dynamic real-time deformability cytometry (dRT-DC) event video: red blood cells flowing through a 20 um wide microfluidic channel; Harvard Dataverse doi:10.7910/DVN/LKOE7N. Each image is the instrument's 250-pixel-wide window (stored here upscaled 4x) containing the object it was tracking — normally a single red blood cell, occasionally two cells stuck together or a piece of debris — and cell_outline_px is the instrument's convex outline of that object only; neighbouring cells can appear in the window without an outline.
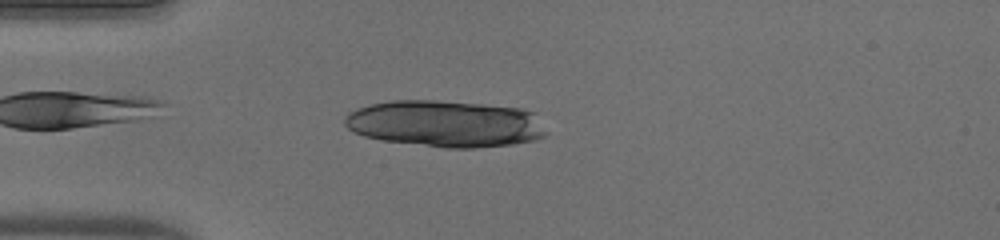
{"species": "human", "species_latin": "Homo sapiens", "temperature_condition": "warm", "stored_images_in_passage": 39, "camera_frame_rate_fps": 3000, "um_per_image_px": 0.085, "donor": {"sex": "male"}, "frame": {"image": 1, "passage_image": 3, "time_ms": 0.667, "image_size_px": [1000, 240], "cell_outline_px": [[544, 136], [536, 140], [512, 144], [476, 148], [448, 148], [384, 140], [364, 136], [348, 128], [344, 124], [344, 116], [348, 112], [356, 108], [372, 104], [392, 100], [436, 100], [484, 104], [520, 108], [536, 112], [544, 132]], "centroid_in_image_um": [37.85, 10.5], "position_along_channel_um": 47.2, "area_um2": 54.79}}